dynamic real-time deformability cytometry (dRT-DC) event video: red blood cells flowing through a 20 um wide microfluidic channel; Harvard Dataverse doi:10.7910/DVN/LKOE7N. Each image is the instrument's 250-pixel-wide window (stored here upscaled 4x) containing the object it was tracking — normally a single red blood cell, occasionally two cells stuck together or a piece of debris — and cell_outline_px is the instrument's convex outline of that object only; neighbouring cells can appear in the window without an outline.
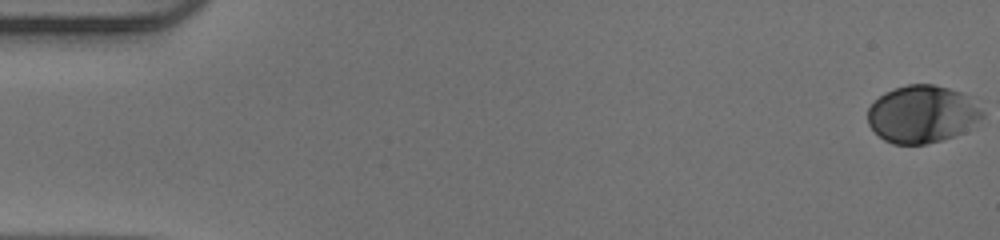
{"species": "human", "species_latin": "Homo sapiens", "temperature_condition": "warm", "stored_images_in_passage": 53, "camera_frame_rate_fps": 3000, "um_per_image_px": 0.085, "donor": {"sex": "male"}, "frame": {"image": 1, "passage_image": 1, "time_ms": 0.0, "image_size_px": [1000, 240], "cell_outline_px": [[984, 116], [964, 132], [940, 140], [924, 144], [892, 144], [884, 140], [868, 124], [868, 108], [884, 92], [908, 84], [932, 84], [948, 88], [960, 92], [968, 96], [984, 112]], "centroid_in_image_um": [78.38, 9.7], "position_along_channel_um": 6.6, "area_um2": 38.09}}
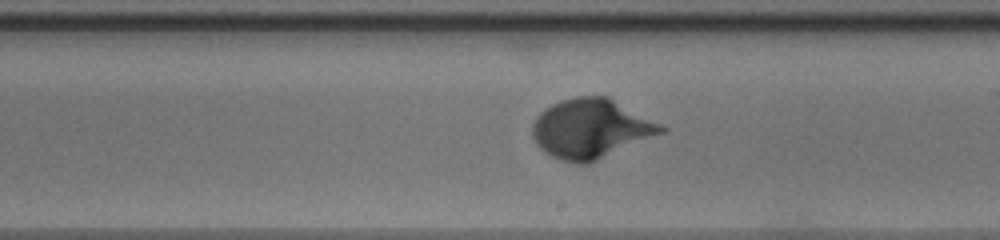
{"frame": {"image": 2, "passage_image": 31, "time_ms": 10.0, "image_size_px": [1000, 240], "cell_outline_px": [[668, 128], [664, 132], [588, 164], [576, 164], [552, 156], [544, 152], [536, 144], [532, 136], [532, 124], [536, 116], [544, 108], [560, 100], [576, 96], [608, 96]], "centroid_in_image_um": [50.19, 10.93], "position_along_channel_um": 238.8, "area_um2": 44.45}}
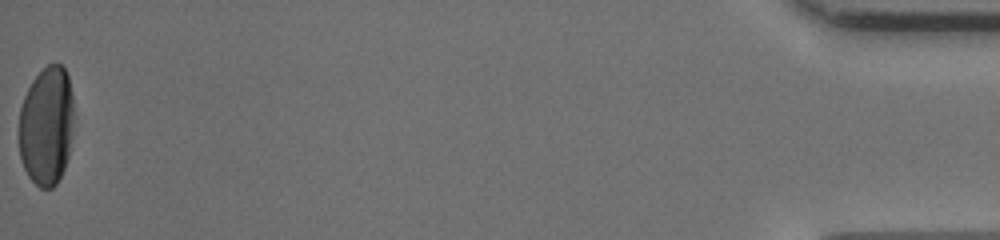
{"frame": {"image": 3, "passage_image": 53, "time_ms": 17.333, "image_size_px": [1000, 240], "cell_outline_px": [[72, 136], [68, 156], [64, 168], [56, 184], [52, 188], [40, 188], [28, 176], [24, 168], [20, 156], [16, 132], [20, 108], [24, 96], [32, 80], [48, 64], [60, 64], [64, 68], [68, 76], [72, 96]], "centroid_in_image_um": [3.91, 10.71], "position_along_channel_um": 431.3, "area_um2": 38.49}}